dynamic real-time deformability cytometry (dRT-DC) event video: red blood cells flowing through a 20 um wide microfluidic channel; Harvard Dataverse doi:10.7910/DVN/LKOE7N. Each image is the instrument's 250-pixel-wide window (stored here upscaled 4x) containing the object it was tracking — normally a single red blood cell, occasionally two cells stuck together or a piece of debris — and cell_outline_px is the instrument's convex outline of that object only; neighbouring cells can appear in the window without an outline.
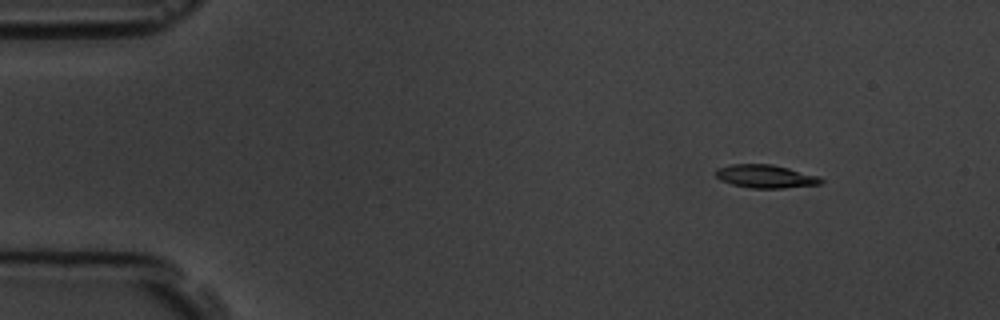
{"species": "common noctule bat (a hibernating species)", "species_latin": "Nyctalus noctula", "temperature_condition": "room temperature", "stored_images_in_passage": 6, "camera_frame_rate_fps": 3000, "um_per_image_px": 0.085, "animal": {"sex": "male", "body_mass_g": 19.5, "forearm_length_mm": 54.6}, "frame": {"image": 1, "passage_image": 2, "time_ms": 1.0, "image_size_px": [1000, 320], "cell_outline_px": [[824, 180], [820, 184], [784, 188], [752, 188], [732, 184], [720, 180], [716, 176], [716, 168], [732, 164], [772, 164], [820, 176]], "centroid_in_image_um": [65.08, 14.99], "position_along_channel_um": 19.9, "area_um2": 14.22}}
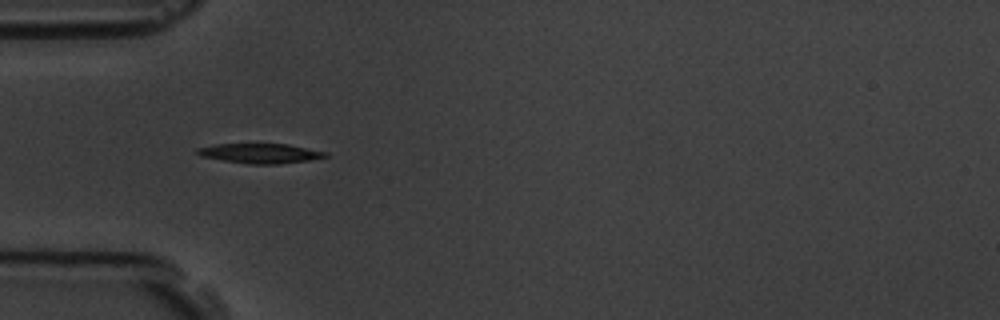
{"frame": {"image": 2, "passage_image": 5, "time_ms": 4.667, "image_size_px": [1000, 320], "cell_outline_px": [[328, 156], [308, 160], [276, 164], [248, 164], [200, 156], [196, 152], [196, 148], [216, 144], [288, 144], [328, 152]], "centroid_in_image_um": [22.11, 13.03], "position_along_channel_um": 62.9, "area_um2": 14.62}}
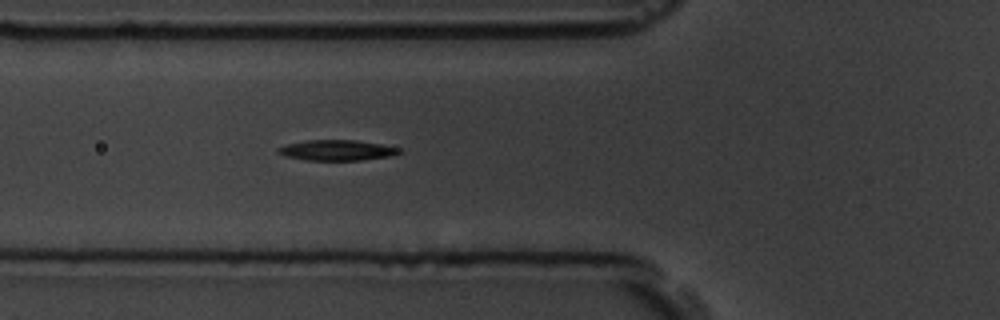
{"frame": {"image": 3, "passage_image": 6, "time_ms": 5.667, "image_size_px": [1000, 320], "cell_outline_px": [[404, 152], [392, 156], [360, 160], [304, 160], [284, 156], [276, 152], [276, 148], [288, 144], [308, 140], [356, 140], [380, 144], [400, 148]], "centroid_in_image_um": [28.64, 12.77], "position_along_channel_um": 97.2, "area_um2": 14.57}}